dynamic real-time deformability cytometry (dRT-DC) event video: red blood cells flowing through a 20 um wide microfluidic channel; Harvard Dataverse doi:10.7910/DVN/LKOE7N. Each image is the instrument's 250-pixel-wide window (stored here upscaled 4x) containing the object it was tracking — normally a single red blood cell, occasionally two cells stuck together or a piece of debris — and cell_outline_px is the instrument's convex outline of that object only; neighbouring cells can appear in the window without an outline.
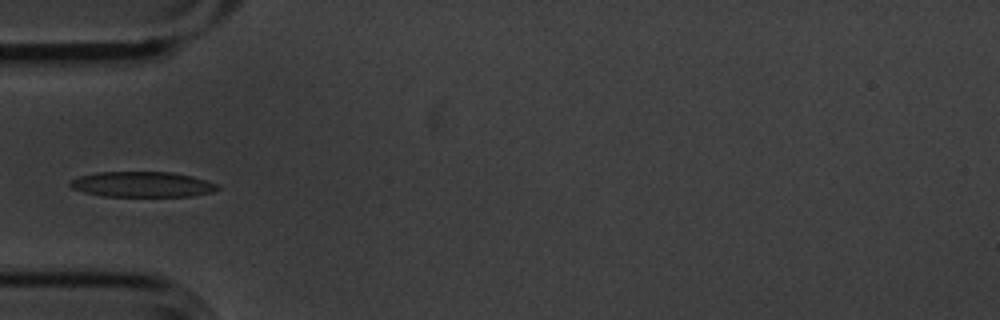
{"species": "common noctule bat (a hibernating species)", "species_latin": "Nyctalus noctula", "temperature_condition": "cold", "stored_images_in_passage": 39, "camera_frame_rate_fps": 3000, "um_per_image_px": 0.085, "animal": {"sex": "male", "body_mass_g": 20.1, "forearm_length_mm": 53.5}, "frame": {"image": 1, "passage_image": 1, "time_ms": 0.0, "image_size_px": [1000, 320], "cell_outline_px": [[220, 188], [212, 192], [192, 196], [104, 196], [84, 192], [72, 188], [68, 184], [72, 180], [80, 176], [96, 172], [172, 172], [192, 176], [220, 184]], "centroid_in_image_um": [12.13, 15.67], "position_along_channel_um": 72.9, "area_um2": 21.85}}
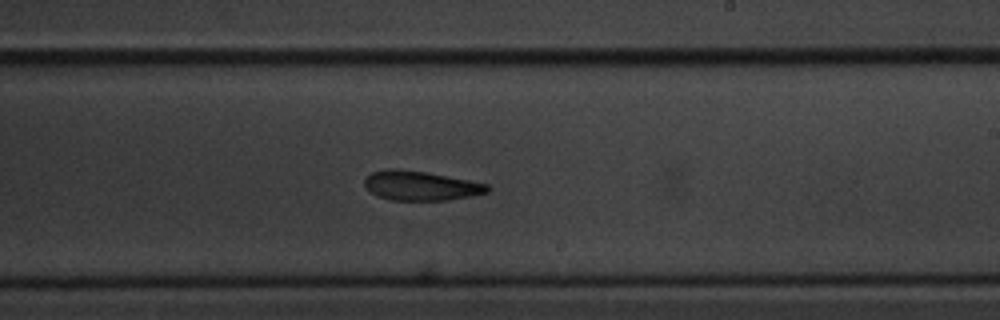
{"frame": {"image": 2, "passage_image": 16, "time_ms": 5.0, "image_size_px": [1000, 320], "cell_outline_px": [[492, 188], [488, 192], [472, 196], [448, 200], [388, 200], [376, 196], [364, 184], [364, 180], [372, 172], [388, 168], [396, 168], [428, 172], [488, 184]], "centroid_in_image_um": [35.77, 15.78], "position_along_channel_um": 253.2, "area_um2": 21.21}}
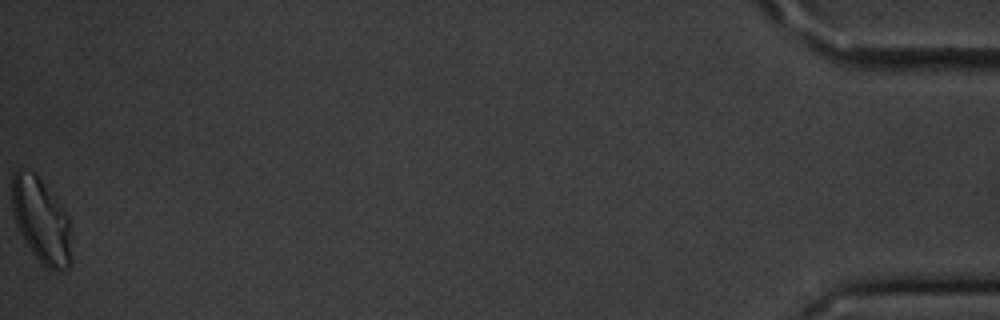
{"frame": {"image": 3, "passage_image": 39, "time_ms": 12.667, "image_size_px": [1000, 320], "cell_outline_px": [[68, 268], [48, 268], [32, 252], [24, 240], [16, 224], [12, 212], [12, 172], [16, 168], [24, 168], [32, 172], [40, 180], [60, 204], [68, 216]], "centroid_in_image_um": [3.41, 18.64], "position_along_channel_um": 431.8, "area_um2": 28.21}}